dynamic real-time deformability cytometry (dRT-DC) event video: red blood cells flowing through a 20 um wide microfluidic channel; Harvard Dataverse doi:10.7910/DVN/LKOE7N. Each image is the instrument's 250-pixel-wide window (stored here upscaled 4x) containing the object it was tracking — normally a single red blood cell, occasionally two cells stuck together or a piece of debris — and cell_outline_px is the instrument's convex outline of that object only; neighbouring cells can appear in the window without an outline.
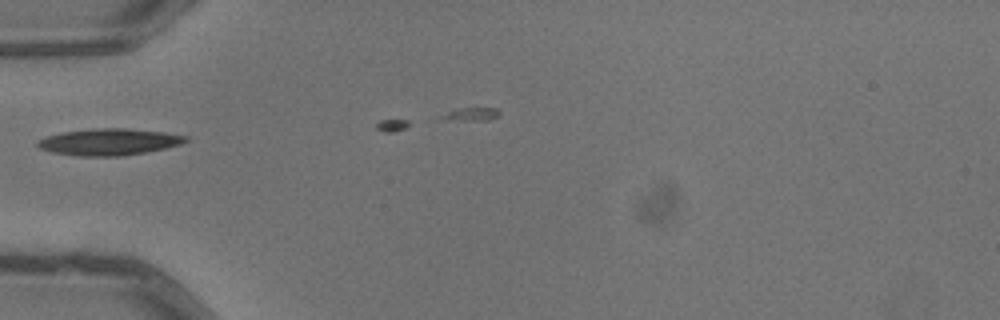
{"species": "common noctule bat (a hibernating species)", "species_latin": "Nyctalus noctula", "temperature_condition": "warm", "stored_images_in_passage": 6, "camera_frame_rate_fps": 3000, "um_per_image_px": 0.085, "animal": {"sex": "male", "body_mass_g": 13.3}, "frame": {"image": 1, "passage_image": 5, "time_ms": 1.333, "image_size_px": [1000, 320], "cell_outline_px": [[188, 140], [180, 144], [164, 148], [124, 156], [80, 156], [52, 152], [40, 148], [36, 144], [36, 140], [60, 132], [96, 128], [128, 128], [164, 132], [188, 136]], "centroid_in_image_um": [9.25, 12.05], "position_along_channel_um": 75.8, "area_um2": 22.95}}